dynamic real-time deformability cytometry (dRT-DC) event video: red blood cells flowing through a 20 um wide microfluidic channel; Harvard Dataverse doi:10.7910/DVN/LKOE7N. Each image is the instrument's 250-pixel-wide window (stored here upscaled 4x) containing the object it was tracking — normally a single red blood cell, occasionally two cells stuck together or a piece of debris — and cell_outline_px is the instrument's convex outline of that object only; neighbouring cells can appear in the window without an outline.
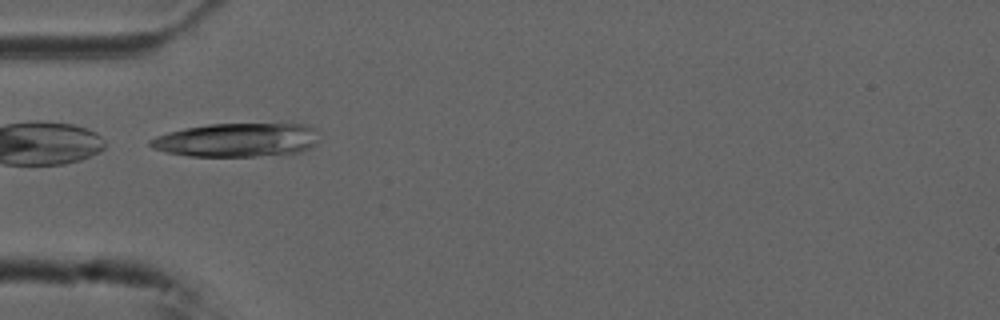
{"species": "common noctule bat (a hibernating species)", "species_latin": "Nyctalus noctula", "temperature_condition": "cold", "stored_images_in_passage": 36, "camera_frame_rate_fps": 3000, "um_per_image_px": 0.085, "animal": {"sex": "male", "forearm_length_mm": 52.5}, "frame": {"image": 1, "passage_image": 1, "time_ms": 0.0, "image_size_px": [1000, 320], "cell_outline_px": [[316, 144], [312, 148], [288, 156], [188, 156], [164, 152], [152, 148], [148, 144], [148, 140], [156, 136], [168, 132], [184, 128], [208, 124], [308, 124], [316, 128]], "centroid_in_image_um": [20.17, 11.91], "position_along_channel_um": 64.8, "area_um2": 33.87}}
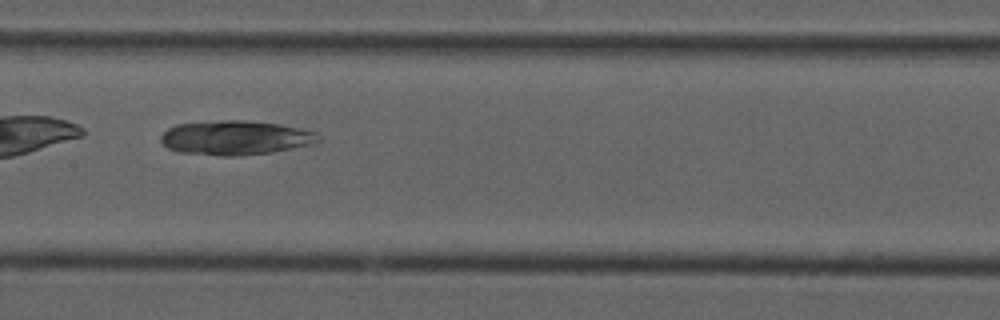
{"frame": {"image": 2, "passage_image": 11, "time_ms": 3.333, "image_size_px": [1000, 320], "cell_outline_px": [[320, 140], [316, 144], [272, 152], [240, 156], [220, 156], [180, 152], [168, 148], [160, 140], [160, 136], [168, 128], [176, 124], [224, 120], [244, 120], [280, 124], [316, 132], [320, 136]], "centroid_in_image_um": [20.03, 11.71], "position_along_channel_um": 187.4, "area_um2": 31.67}}
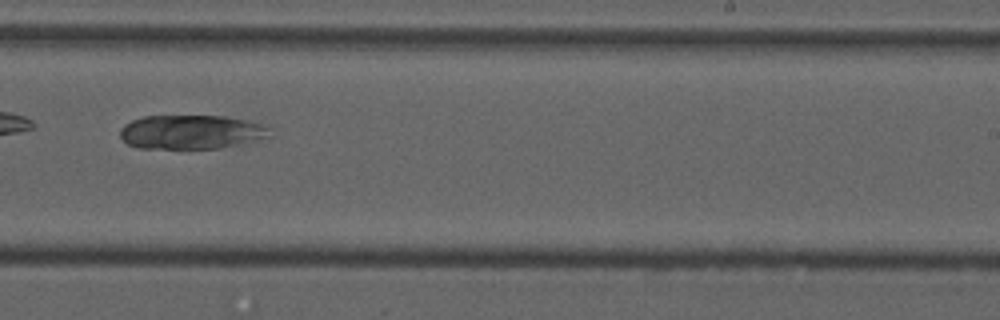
{"frame": {"image": 3, "passage_image": 18, "time_ms": 5.667, "image_size_px": [1000, 320], "cell_outline_px": [[272, 128], [264, 136], [256, 140], [220, 148], [136, 148], [128, 144], [120, 136], [120, 128], [124, 124], [132, 120], [144, 116], [224, 116], [264, 124]], "centroid_in_image_um": [16.19, 11.21], "position_along_channel_um": 272.8, "area_um2": 29.48}}